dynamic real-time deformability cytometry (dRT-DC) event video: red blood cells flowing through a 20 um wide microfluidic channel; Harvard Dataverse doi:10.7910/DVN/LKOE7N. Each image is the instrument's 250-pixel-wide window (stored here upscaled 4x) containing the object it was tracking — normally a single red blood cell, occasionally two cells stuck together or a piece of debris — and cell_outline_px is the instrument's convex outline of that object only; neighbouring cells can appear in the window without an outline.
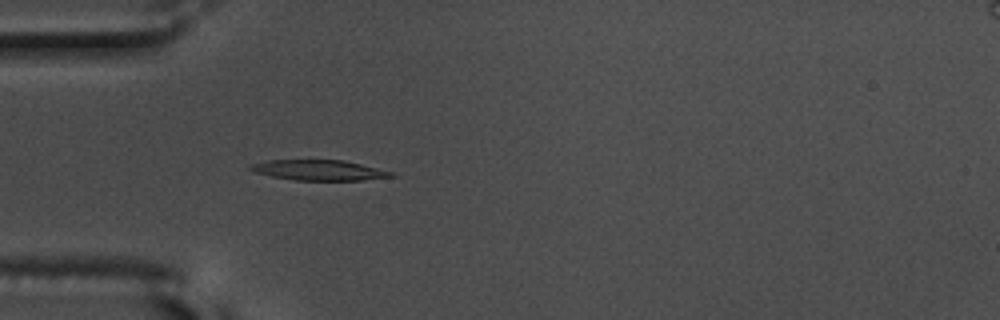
{"species": "common noctule bat (a hibernating species)", "species_latin": "Nyctalus noctula", "temperature_condition": "warm", "stored_images_in_passage": 56, "camera_frame_rate_fps": 3000, "um_per_image_px": 0.085, "animal": {"sex": "male", "body_mass_g": 17.5, "forearm_length_mm": 52.3}, "frame": {"image": 1, "passage_image": 17, "time_ms": 5.333, "image_size_px": [1000, 320], "cell_outline_px": [[396, 176], [360, 180], [296, 180], [272, 176], [256, 172], [248, 168], [252, 164], [268, 160], [344, 160], [392, 172]], "centroid_in_image_um": [27.11, 14.46], "position_along_channel_um": 57.9, "area_um2": 16.36}, "authors_computed_cell_mechanics": {"area_um2": 17.4845, "velocity_mm_per_s": 3.6344, "shape_relaxation_time_tau1_ms": 7.2594, "shape_relaxation_time_tau2_ms": 4.065, "deformation_change_tau1": 0.235, "deformation_change_tau2": 0.1326}}